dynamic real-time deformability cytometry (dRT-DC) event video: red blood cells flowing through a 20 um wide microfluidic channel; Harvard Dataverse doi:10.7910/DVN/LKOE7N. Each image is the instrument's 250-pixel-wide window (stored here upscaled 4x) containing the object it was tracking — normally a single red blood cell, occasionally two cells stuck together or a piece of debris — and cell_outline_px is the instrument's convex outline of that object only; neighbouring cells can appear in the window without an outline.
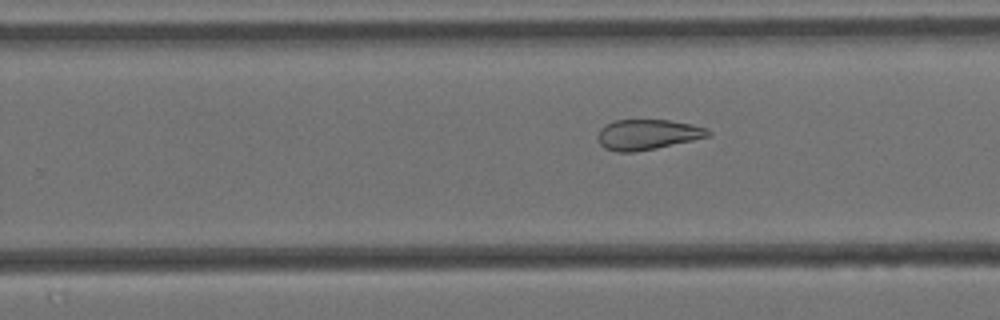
{"species": "Egyptian fruit bat (a non-hibernating species)", "species_latin": "Rousettus aegyptiacus", "temperature_condition": "cold", "stored_images_in_passage": 8, "segment_of_instrument_passage": [2, 2], "camera_frame_rate_fps": 3000, "um_per_image_px": 0.085, "animal": {"sex": "female"}, "frame": {"image": 1, "passage_image": 8, "time_ms": 2.333, "image_size_px": [1000, 320], "cell_outline_px": [[712, 132], [708, 136], [692, 140], [656, 148], [636, 152], [616, 152], [604, 148], [600, 144], [600, 128], [604, 124], [616, 120], [668, 120], [692, 124], [708, 128]], "centroid_in_image_um": [55.05, 11.43], "position_along_channel_um": 274.8, "area_um2": 19.36}}